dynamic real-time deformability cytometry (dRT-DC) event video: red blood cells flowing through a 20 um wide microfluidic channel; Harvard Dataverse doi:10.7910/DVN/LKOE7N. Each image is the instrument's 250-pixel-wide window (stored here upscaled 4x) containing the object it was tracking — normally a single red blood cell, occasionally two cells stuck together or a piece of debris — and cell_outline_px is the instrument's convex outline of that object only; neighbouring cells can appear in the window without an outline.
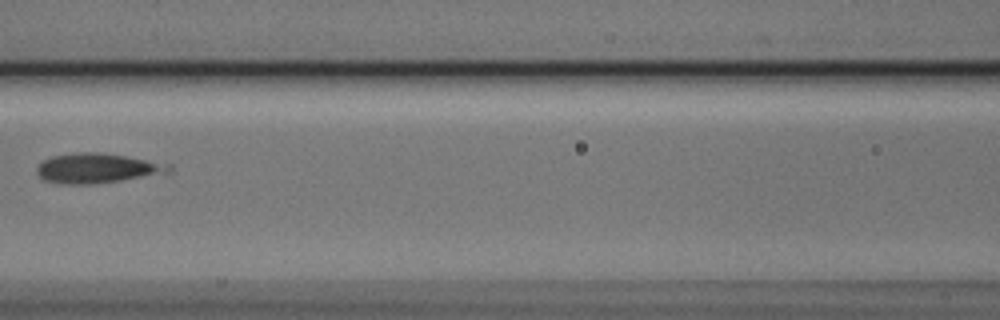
{"species": "Egyptian fruit bat (a non-hibernating species)", "species_latin": "Rousettus aegyptiacus", "temperature_condition": "cold", "stored_images_in_passage": 6, "camera_frame_rate_fps": 3000, "um_per_image_px": 0.085, "animal": {"sex": "male"}, "frame": {"image": 1, "passage_image": 5, "time_ms": 1.333, "image_size_px": [1000, 320], "cell_outline_px": [[172, 172], [96, 184], [60, 184], [44, 180], [36, 172], [36, 168], [44, 160], [52, 156], [80, 152], [100, 152], [172, 164]], "centroid_in_image_um": [8.27, 14.3], "position_along_channel_um": 158.3, "area_um2": 22.89}}
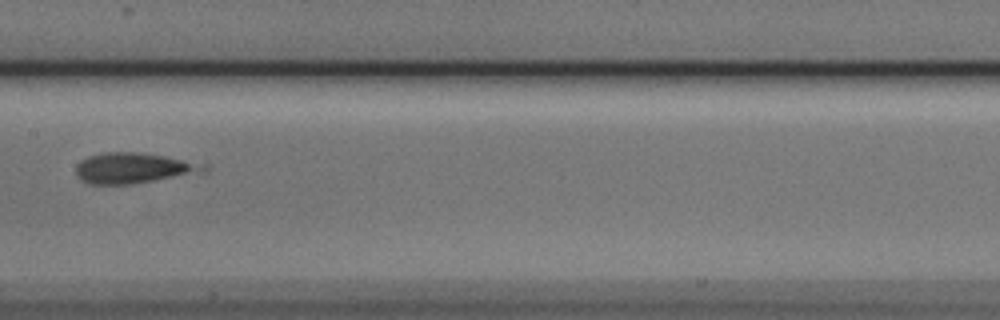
{"frame": {"image": 2, "passage_image": 6, "time_ms": 1.667, "image_size_px": [1000, 320], "cell_outline_px": [[208, 172], [132, 184], [88, 184], [76, 176], [76, 164], [80, 160], [88, 156], [100, 152], [136, 152], [164, 156], [208, 164]], "centroid_in_image_um": [11.37, 14.29], "position_along_channel_um": 196.0, "area_um2": 23.12}}